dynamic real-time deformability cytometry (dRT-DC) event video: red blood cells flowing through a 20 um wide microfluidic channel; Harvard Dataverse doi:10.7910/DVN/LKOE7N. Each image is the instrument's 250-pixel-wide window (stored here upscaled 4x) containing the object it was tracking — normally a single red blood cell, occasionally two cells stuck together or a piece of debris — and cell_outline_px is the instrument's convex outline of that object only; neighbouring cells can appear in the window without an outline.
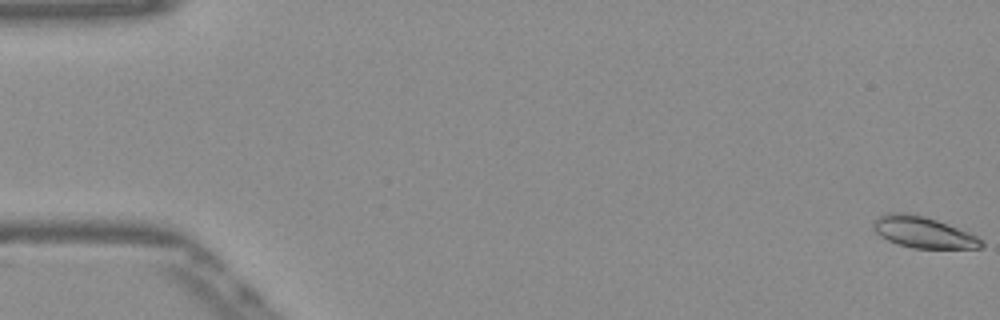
{"species": "Egyptian fruit bat (a non-hibernating species)", "species_latin": "Rousettus aegyptiacus", "temperature_condition": "warm", "stored_images_in_passage": 15, "camera_frame_rate_fps": 3000, "um_per_image_px": 0.085, "frame": {"image": 1, "passage_image": 1, "time_ms": 0.0, "image_size_px": [1000, 320], "cell_outline_px": [[984, 248], [912, 248], [896, 244], [880, 236], [872, 228], [872, 220], [876, 216], [888, 212], [904, 212], [924, 216], [948, 224], [968, 232], [984, 240]], "centroid_in_image_um": [78.43, 19.73], "position_along_channel_um": 6.6, "area_um2": 19.94}}